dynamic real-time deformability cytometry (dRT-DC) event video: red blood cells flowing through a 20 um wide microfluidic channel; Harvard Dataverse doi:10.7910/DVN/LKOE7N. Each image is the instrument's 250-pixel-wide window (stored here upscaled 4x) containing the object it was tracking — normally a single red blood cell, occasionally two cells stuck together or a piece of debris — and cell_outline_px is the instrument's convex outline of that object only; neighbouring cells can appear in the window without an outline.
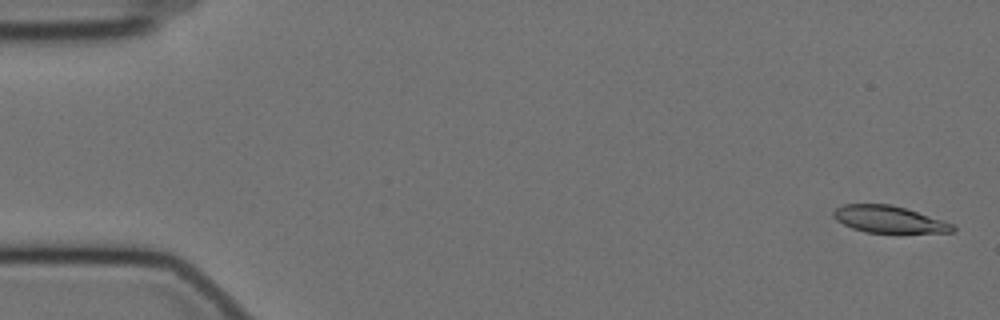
{"species": "Egyptian fruit bat (a non-hibernating species)", "species_latin": "Rousettus aegyptiacus", "temperature_condition": "cold", "stored_images_in_passage": 57, "camera_frame_rate_fps": 3000, "um_per_image_px": 0.085, "animal": {"sex": "female"}, "frame": {"image": 1, "passage_image": 1, "time_ms": 0.0, "image_size_px": [1000, 320], "cell_outline_px": [[956, 232], [900, 236], [896, 236], [864, 232], [852, 228], [836, 220], [832, 216], [832, 212], [836, 208], [844, 204], [892, 204], [952, 224], [956, 228]], "centroid_in_image_um": [75.6, 18.72], "position_along_channel_um": 9.4, "area_um2": 19.71}}
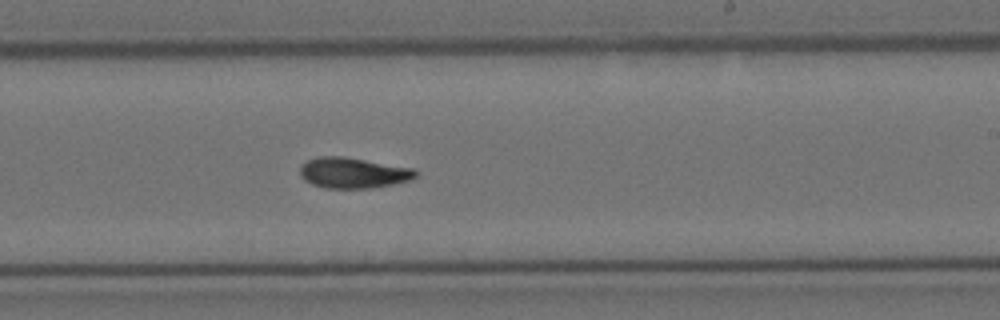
{"frame": {"image": 2, "passage_image": 34, "time_ms": 11.0, "image_size_px": [1000, 320], "cell_outline_px": [[416, 176], [408, 180], [392, 184], [372, 188], [324, 188], [312, 184], [304, 180], [300, 176], [300, 168], [308, 160], [320, 156], [344, 156], [416, 168]], "centroid_in_image_um": [30.02, 14.68], "position_along_channel_um": 259.0, "area_um2": 20.69}}
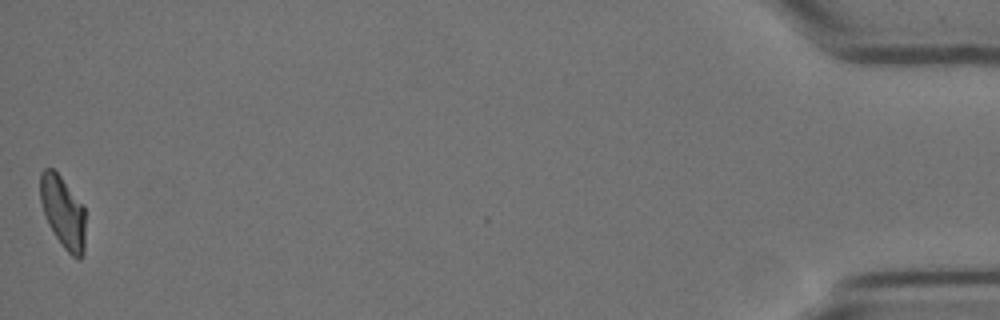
{"frame": {"image": 3, "passage_image": 57, "time_ms": 18.667, "image_size_px": [1000, 320], "cell_outline_px": [[84, 252], [80, 260], [76, 260], [60, 244], [48, 224], [40, 200], [40, 172], [44, 168], [52, 168], [60, 176], [84, 204]], "centroid_in_image_um": [5.36, 18.04], "position_along_channel_um": 429.8, "area_um2": 19.07}, "authors_computed_cell_mechanics": {"area_um2": 20.0566, "velocity_mm_per_s": 3.4773, "shape_relaxation_time_tau1_ms": 7.446, "shape_relaxation_time_tau2_ms": 6.6992, "deformation_change_tau1": 0.2031, "deformation_change_tau2": 0.096}}